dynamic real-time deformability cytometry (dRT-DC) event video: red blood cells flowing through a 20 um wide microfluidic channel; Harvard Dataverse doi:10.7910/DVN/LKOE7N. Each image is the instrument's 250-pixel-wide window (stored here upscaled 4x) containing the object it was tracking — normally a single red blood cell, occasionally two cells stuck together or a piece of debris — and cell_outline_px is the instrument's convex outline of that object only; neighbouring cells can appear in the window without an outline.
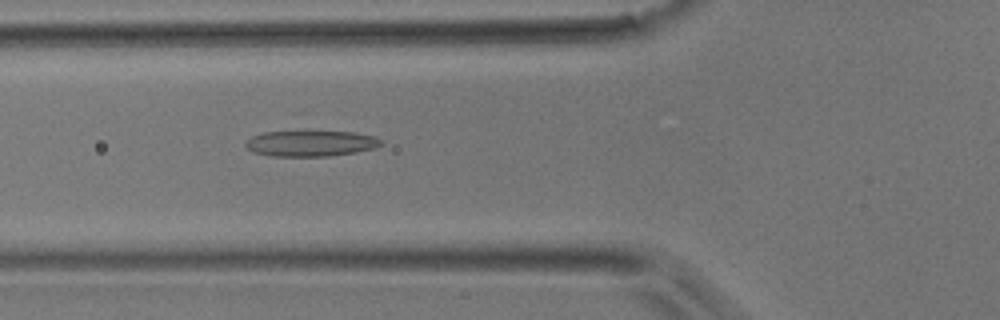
{"species": "common noctule bat (a hibernating species)", "species_latin": "Nyctalus noctula", "temperature_condition": "room temperature", "stored_images_in_passage": 44, "camera_frame_rate_fps": 3000, "um_per_image_px": 0.085, "animal": {"sex": "male", "body_mass_g": 17.9}, "frame": {"image": 1, "passage_image": 14, "time_ms": 4.333, "image_size_px": [1000, 320], "cell_outline_px": [[384, 144], [376, 148], [356, 152], [328, 156], [272, 156], [252, 152], [244, 144], [252, 136], [264, 132], [352, 132], [372, 136], [380, 140]], "centroid_in_image_um": [26.41, 12.2], "position_along_channel_um": 99.4, "area_um2": 20.11}}
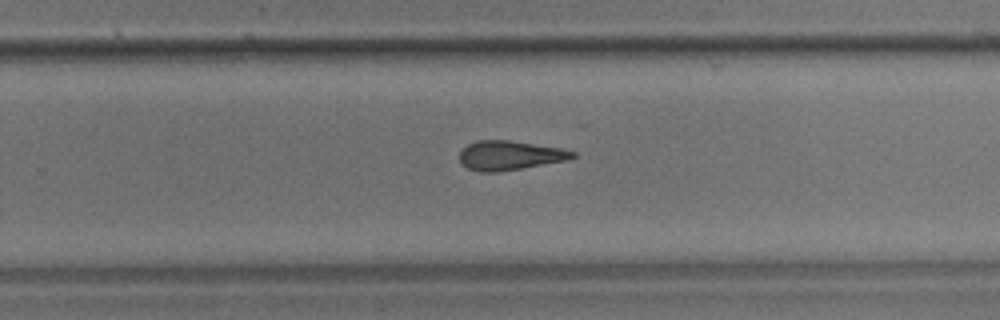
{"frame": {"image": 2, "passage_image": 27, "time_ms": 8.667, "image_size_px": [1000, 320], "cell_outline_px": [[576, 156], [568, 160], [496, 172], [480, 172], [468, 168], [460, 164], [460, 152], [468, 144], [480, 140], [508, 140], [560, 148], [576, 152]], "centroid_in_image_um": [43.32, 13.21], "position_along_channel_um": 286.5, "area_um2": 19.07}}
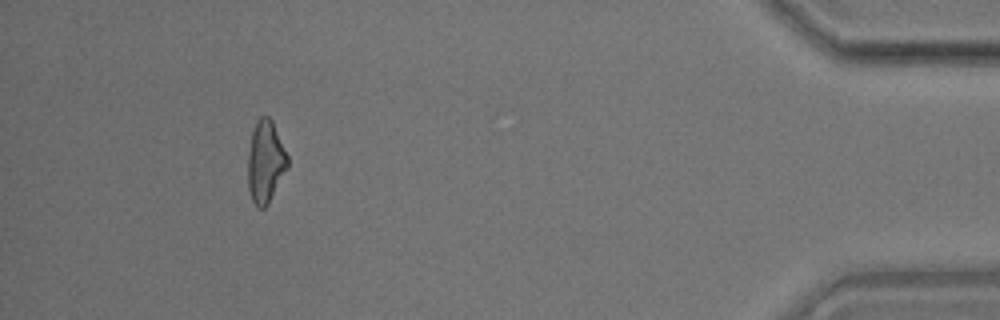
{"frame": {"image": 3, "passage_image": 40, "time_ms": 13.0, "image_size_px": [1000, 320], "cell_outline_px": [[288, 168], [268, 204], [264, 208], [260, 208], [252, 200], [248, 188], [248, 152], [252, 132], [256, 120], [260, 116], [268, 116], [272, 120], [288, 156]], "centroid_in_image_um": [22.57, 13.74], "position_along_channel_um": 412.6, "area_um2": 19.02}}